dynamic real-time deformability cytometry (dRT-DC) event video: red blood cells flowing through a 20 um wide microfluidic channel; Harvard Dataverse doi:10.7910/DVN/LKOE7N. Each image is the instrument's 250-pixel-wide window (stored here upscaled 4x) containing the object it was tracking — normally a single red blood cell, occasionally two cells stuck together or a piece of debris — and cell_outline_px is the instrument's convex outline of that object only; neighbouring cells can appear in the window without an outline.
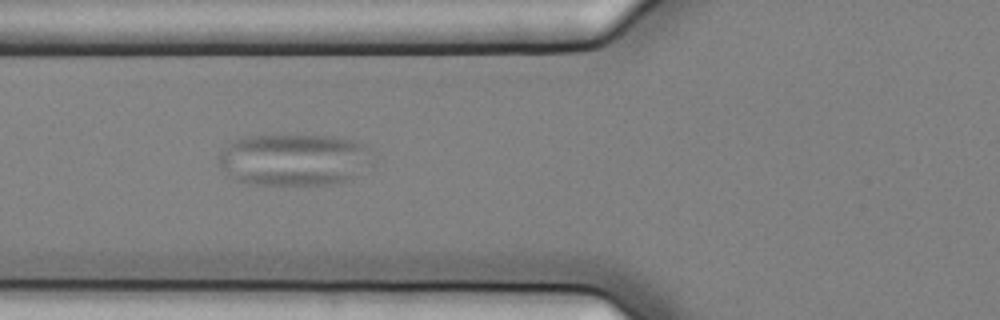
{"species": "common noctule bat (a hibernating species)", "species_latin": "Nyctalus noctula", "temperature_condition": "cold", "stored_images_in_passage": 9, "camera_frame_rate_fps": 3000, "um_per_image_px": 0.085, "animal": {"sex": "female", "body_mass_g": 25.1}, "frame": {"image": 1, "passage_image": 7, "time_ms": 2.0, "image_size_px": [1000, 320], "cell_outline_px": [[380, 156], [372, 164], [348, 180], [332, 184], [256, 184], [236, 180], [220, 168], [216, 156], [228, 144], [244, 136], [332, 136], [364, 144]], "centroid_in_image_um": [25.05, 13.57], "position_along_channel_um": 100.7, "area_um2": 46.88}}
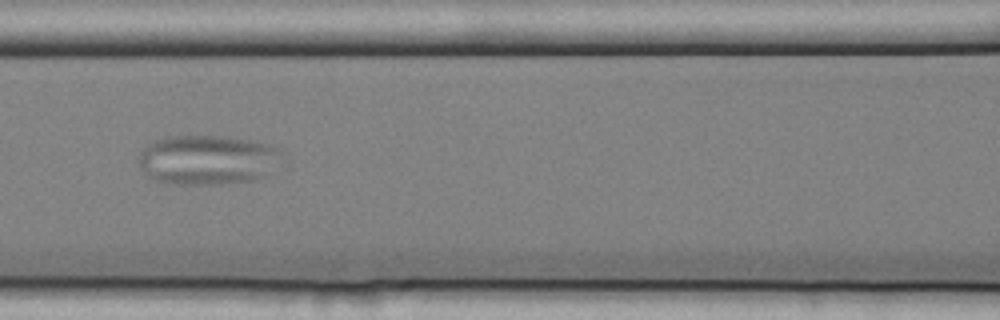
{"frame": {"image": 2, "passage_image": 8, "time_ms": 2.333, "image_size_px": [1000, 320], "cell_outline_px": [[284, 152], [264, 176], [252, 180], [220, 184], [168, 184], [156, 180], [148, 176], [140, 168], [136, 160], [140, 152], [148, 144], [156, 140], [168, 136], [228, 136], [268, 144], [284, 148]], "centroid_in_image_um": [17.59, 13.58], "position_along_channel_um": 149.0, "area_um2": 41.56}}